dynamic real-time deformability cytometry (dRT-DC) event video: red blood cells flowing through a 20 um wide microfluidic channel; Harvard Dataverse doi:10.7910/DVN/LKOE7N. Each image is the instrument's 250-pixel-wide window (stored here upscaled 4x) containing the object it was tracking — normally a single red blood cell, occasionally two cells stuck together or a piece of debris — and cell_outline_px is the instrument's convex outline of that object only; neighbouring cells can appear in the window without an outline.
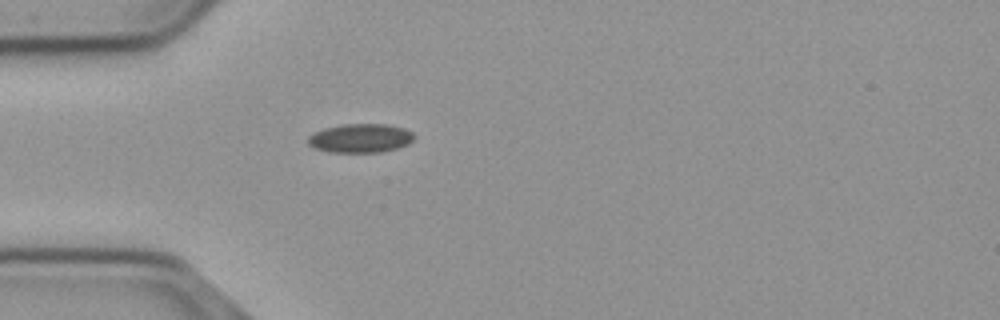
{"species": "common noctule bat (a hibernating species)", "species_latin": "Nyctalus noctula", "temperature_condition": "cold", "stored_images_in_passage": 37, "camera_frame_rate_fps": 3000, "um_per_image_px": 0.085, "animal": {"sex": "male", "body_mass_g": 23.1, "forearm_length_mm": 52.7}, "frame": {"image": 1, "passage_image": 1, "time_ms": 0.0, "image_size_px": [1000, 320], "cell_outline_px": [[416, 136], [408, 144], [400, 148], [380, 152], [328, 152], [316, 148], [308, 144], [308, 136], [324, 128], [344, 124], [384, 124], [404, 128], [412, 132]], "centroid_in_image_um": [30.66, 11.75], "position_along_channel_um": 54.3, "area_um2": 17.86}}
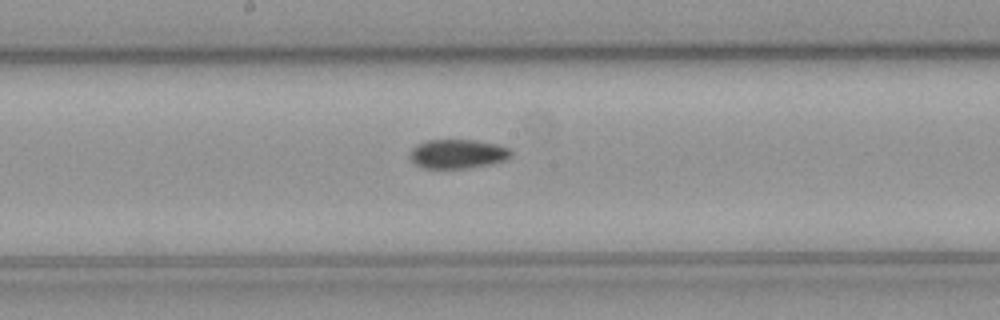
{"frame": {"image": 2, "passage_image": 14, "time_ms": 4.333, "image_size_px": [1000, 320], "cell_outline_px": [[512, 156], [504, 160], [492, 164], [464, 168], [424, 168], [416, 164], [408, 156], [412, 148], [416, 144], [428, 140], [476, 140], [496, 144], [508, 148], [512, 152]], "centroid_in_image_um": [38.89, 13.07], "position_along_channel_um": 209.3, "area_um2": 17.17}}
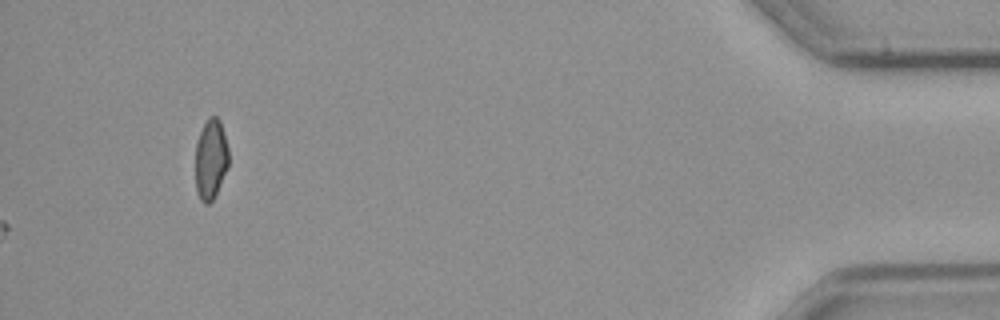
{"frame": {"image": 3, "passage_image": 37, "time_ms": 12.0, "image_size_px": [1000, 320], "cell_outline_px": [[228, 168], [212, 200], [208, 204], [204, 204], [200, 200], [196, 192], [196, 144], [200, 132], [208, 116], [216, 116], [220, 120], [228, 148]], "centroid_in_image_um": [17.91, 13.53], "position_along_channel_um": 417.3, "area_um2": 15.49}}